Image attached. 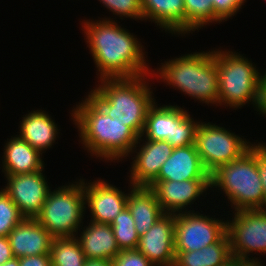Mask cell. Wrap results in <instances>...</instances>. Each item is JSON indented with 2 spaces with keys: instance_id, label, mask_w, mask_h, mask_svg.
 Here are the masks:
<instances>
[{
  "instance_id": "1",
  "label": "cell",
  "mask_w": 266,
  "mask_h": 266,
  "mask_svg": "<svg viewBox=\"0 0 266 266\" xmlns=\"http://www.w3.org/2000/svg\"><path fill=\"white\" fill-rule=\"evenodd\" d=\"M83 31L100 80L133 78L149 73L143 45L136 36L121 28L117 22L105 18L97 22H83Z\"/></svg>"
},
{
  "instance_id": "2",
  "label": "cell",
  "mask_w": 266,
  "mask_h": 266,
  "mask_svg": "<svg viewBox=\"0 0 266 266\" xmlns=\"http://www.w3.org/2000/svg\"><path fill=\"white\" fill-rule=\"evenodd\" d=\"M71 114L82 144L99 158L107 161L123 159L136 152V146L142 142V136L109 117L89 96Z\"/></svg>"
},
{
  "instance_id": "3",
  "label": "cell",
  "mask_w": 266,
  "mask_h": 266,
  "mask_svg": "<svg viewBox=\"0 0 266 266\" xmlns=\"http://www.w3.org/2000/svg\"><path fill=\"white\" fill-rule=\"evenodd\" d=\"M144 76L102 79L88 95L109 117L129 126L139 137L155 102Z\"/></svg>"
},
{
  "instance_id": "4",
  "label": "cell",
  "mask_w": 266,
  "mask_h": 266,
  "mask_svg": "<svg viewBox=\"0 0 266 266\" xmlns=\"http://www.w3.org/2000/svg\"><path fill=\"white\" fill-rule=\"evenodd\" d=\"M156 75L185 94L201 102L219 103V83L214 50L185 54L165 61Z\"/></svg>"
},
{
  "instance_id": "5",
  "label": "cell",
  "mask_w": 266,
  "mask_h": 266,
  "mask_svg": "<svg viewBox=\"0 0 266 266\" xmlns=\"http://www.w3.org/2000/svg\"><path fill=\"white\" fill-rule=\"evenodd\" d=\"M211 188L222 189L234 211L264 209V194L257 156L249 149L240 158L210 174Z\"/></svg>"
},
{
  "instance_id": "6",
  "label": "cell",
  "mask_w": 266,
  "mask_h": 266,
  "mask_svg": "<svg viewBox=\"0 0 266 266\" xmlns=\"http://www.w3.org/2000/svg\"><path fill=\"white\" fill-rule=\"evenodd\" d=\"M214 57L219 83L218 104L240 108L252 101L258 110L261 74L256 66L238 52L217 49Z\"/></svg>"
},
{
  "instance_id": "7",
  "label": "cell",
  "mask_w": 266,
  "mask_h": 266,
  "mask_svg": "<svg viewBox=\"0 0 266 266\" xmlns=\"http://www.w3.org/2000/svg\"><path fill=\"white\" fill-rule=\"evenodd\" d=\"M77 184L49 191L36 220L55 237H74L80 230L85 208L83 179ZM79 183V184H78Z\"/></svg>"
},
{
  "instance_id": "8",
  "label": "cell",
  "mask_w": 266,
  "mask_h": 266,
  "mask_svg": "<svg viewBox=\"0 0 266 266\" xmlns=\"http://www.w3.org/2000/svg\"><path fill=\"white\" fill-rule=\"evenodd\" d=\"M200 122H195L181 107L156 103L148 109L144 129L140 136L146 140L168 142L173 148L195 143V134ZM145 133V134H144Z\"/></svg>"
},
{
  "instance_id": "9",
  "label": "cell",
  "mask_w": 266,
  "mask_h": 266,
  "mask_svg": "<svg viewBox=\"0 0 266 266\" xmlns=\"http://www.w3.org/2000/svg\"><path fill=\"white\" fill-rule=\"evenodd\" d=\"M194 145L205 169L211 174L219 166L240 158L252 144L224 127L201 122L197 126Z\"/></svg>"
},
{
  "instance_id": "10",
  "label": "cell",
  "mask_w": 266,
  "mask_h": 266,
  "mask_svg": "<svg viewBox=\"0 0 266 266\" xmlns=\"http://www.w3.org/2000/svg\"><path fill=\"white\" fill-rule=\"evenodd\" d=\"M194 211L175 214L174 252L201 250L226 234V222Z\"/></svg>"
},
{
  "instance_id": "11",
  "label": "cell",
  "mask_w": 266,
  "mask_h": 266,
  "mask_svg": "<svg viewBox=\"0 0 266 266\" xmlns=\"http://www.w3.org/2000/svg\"><path fill=\"white\" fill-rule=\"evenodd\" d=\"M226 221L232 256L249 259V253H266V209L236 211Z\"/></svg>"
},
{
  "instance_id": "12",
  "label": "cell",
  "mask_w": 266,
  "mask_h": 266,
  "mask_svg": "<svg viewBox=\"0 0 266 266\" xmlns=\"http://www.w3.org/2000/svg\"><path fill=\"white\" fill-rule=\"evenodd\" d=\"M3 189L25 218H36L50 191L42 170L29 174L5 175Z\"/></svg>"
},
{
  "instance_id": "13",
  "label": "cell",
  "mask_w": 266,
  "mask_h": 266,
  "mask_svg": "<svg viewBox=\"0 0 266 266\" xmlns=\"http://www.w3.org/2000/svg\"><path fill=\"white\" fill-rule=\"evenodd\" d=\"M175 214L165 213L139 237L137 250L155 266H173L175 262Z\"/></svg>"
},
{
  "instance_id": "14",
  "label": "cell",
  "mask_w": 266,
  "mask_h": 266,
  "mask_svg": "<svg viewBox=\"0 0 266 266\" xmlns=\"http://www.w3.org/2000/svg\"><path fill=\"white\" fill-rule=\"evenodd\" d=\"M88 184L83 180L85 206L88 204L92 215L90 221L112 224L115 217L127 207L128 195L104 180H97Z\"/></svg>"
},
{
  "instance_id": "15",
  "label": "cell",
  "mask_w": 266,
  "mask_h": 266,
  "mask_svg": "<svg viewBox=\"0 0 266 266\" xmlns=\"http://www.w3.org/2000/svg\"><path fill=\"white\" fill-rule=\"evenodd\" d=\"M148 187L155 192L161 209L168 214L183 212L211 188L210 180L153 181Z\"/></svg>"
},
{
  "instance_id": "16",
  "label": "cell",
  "mask_w": 266,
  "mask_h": 266,
  "mask_svg": "<svg viewBox=\"0 0 266 266\" xmlns=\"http://www.w3.org/2000/svg\"><path fill=\"white\" fill-rule=\"evenodd\" d=\"M145 142V143H144ZM132 162L131 186H149L158 176L162 164L171 156L173 147L166 141H144Z\"/></svg>"
},
{
  "instance_id": "17",
  "label": "cell",
  "mask_w": 266,
  "mask_h": 266,
  "mask_svg": "<svg viewBox=\"0 0 266 266\" xmlns=\"http://www.w3.org/2000/svg\"><path fill=\"white\" fill-rule=\"evenodd\" d=\"M169 180H210V173L205 169L194 144L174 148L154 181Z\"/></svg>"
},
{
  "instance_id": "18",
  "label": "cell",
  "mask_w": 266,
  "mask_h": 266,
  "mask_svg": "<svg viewBox=\"0 0 266 266\" xmlns=\"http://www.w3.org/2000/svg\"><path fill=\"white\" fill-rule=\"evenodd\" d=\"M7 237L17 258L50 254L54 238L35 218H24Z\"/></svg>"
},
{
  "instance_id": "19",
  "label": "cell",
  "mask_w": 266,
  "mask_h": 266,
  "mask_svg": "<svg viewBox=\"0 0 266 266\" xmlns=\"http://www.w3.org/2000/svg\"><path fill=\"white\" fill-rule=\"evenodd\" d=\"M127 198L138 236L145 234L164 214L155 192L147 186H132Z\"/></svg>"
},
{
  "instance_id": "20",
  "label": "cell",
  "mask_w": 266,
  "mask_h": 266,
  "mask_svg": "<svg viewBox=\"0 0 266 266\" xmlns=\"http://www.w3.org/2000/svg\"><path fill=\"white\" fill-rule=\"evenodd\" d=\"M76 238L86 259L112 260L121 251L113 234L111 224L90 221L89 226L81 232L80 237L77 235Z\"/></svg>"
},
{
  "instance_id": "21",
  "label": "cell",
  "mask_w": 266,
  "mask_h": 266,
  "mask_svg": "<svg viewBox=\"0 0 266 266\" xmlns=\"http://www.w3.org/2000/svg\"><path fill=\"white\" fill-rule=\"evenodd\" d=\"M16 137L10 138L4 146L3 173L5 175H20L37 172L44 169L42 154L28 142Z\"/></svg>"
},
{
  "instance_id": "22",
  "label": "cell",
  "mask_w": 266,
  "mask_h": 266,
  "mask_svg": "<svg viewBox=\"0 0 266 266\" xmlns=\"http://www.w3.org/2000/svg\"><path fill=\"white\" fill-rule=\"evenodd\" d=\"M143 20L154 21L165 31L185 35L184 0H141Z\"/></svg>"
},
{
  "instance_id": "23",
  "label": "cell",
  "mask_w": 266,
  "mask_h": 266,
  "mask_svg": "<svg viewBox=\"0 0 266 266\" xmlns=\"http://www.w3.org/2000/svg\"><path fill=\"white\" fill-rule=\"evenodd\" d=\"M19 128L20 134L17 136L28 142L41 154L44 150L51 148L58 134L54 120L42 110L31 111L26 114Z\"/></svg>"
},
{
  "instance_id": "24",
  "label": "cell",
  "mask_w": 266,
  "mask_h": 266,
  "mask_svg": "<svg viewBox=\"0 0 266 266\" xmlns=\"http://www.w3.org/2000/svg\"><path fill=\"white\" fill-rule=\"evenodd\" d=\"M232 258L227 233L214 244L201 250L177 252L173 266H222Z\"/></svg>"
},
{
  "instance_id": "25",
  "label": "cell",
  "mask_w": 266,
  "mask_h": 266,
  "mask_svg": "<svg viewBox=\"0 0 266 266\" xmlns=\"http://www.w3.org/2000/svg\"><path fill=\"white\" fill-rule=\"evenodd\" d=\"M50 259L52 266H84L87 260L76 236L53 238Z\"/></svg>"
},
{
  "instance_id": "26",
  "label": "cell",
  "mask_w": 266,
  "mask_h": 266,
  "mask_svg": "<svg viewBox=\"0 0 266 266\" xmlns=\"http://www.w3.org/2000/svg\"><path fill=\"white\" fill-rule=\"evenodd\" d=\"M185 34L214 22L213 0H184Z\"/></svg>"
},
{
  "instance_id": "27",
  "label": "cell",
  "mask_w": 266,
  "mask_h": 266,
  "mask_svg": "<svg viewBox=\"0 0 266 266\" xmlns=\"http://www.w3.org/2000/svg\"><path fill=\"white\" fill-rule=\"evenodd\" d=\"M111 227L120 250L137 248L139 236L133 217L127 207L115 217Z\"/></svg>"
},
{
  "instance_id": "28",
  "label": "cell",
  "mask_w": 266,
  "mask_h": 266,
  "mask_svg": "<svg viewBox=\"0 0 266 266\" xmlns=\"http://www.w3.org/2000/svg\"><path fill=\"white\" fill-rule=\"evenodd\" d=\"M24 218L9 195L0 190V236L7 237Z\"/></svg>"
},
{
  "instance_id": "29",
  "label": "cell",
  "mask_w": 266,
  "mask_h": 266,
  "mask_svg": "<svg viewBox=\"0 0 266 266\" xmlns=\"http://www.w3.org/2000/svg\"><path fill=\"white\" fill-rule=\"evenodd\" d=\"M104 6L113 12V15L117 14L119 17H130L132 19H142V7L141 0H99Z\"/></svg>"
},
{
  "instance_id": "30",
  "label": "cell",
  "mask_w": 266,
  "mask_h": 266,
  "mask_svg": "<svg viewBox=\"0 0 266 266\" xmlns=\"http://www.w3.org/2000/svg\"><path fill=\"white\" fill-rule=\"evenodd\" d=\"M113 266H155L137 249L121 250L112 259Z\"/></svg>"
},
{
  "instance_id": "31",
  "label": "cell",
  "mask_w": 266,
  "mask_h": 266,
  "mask_svg": "<svg viewBox=\"0 0 266 266\" xmlns=\"http://www.w3.org/2000/svg\"><path fill=\"white\" fill-rule=\"evenodd\" d=\"M246 0H213L214 22L221 23L233 17ZM233 15V16H232Z\"/></svg>"
},
{
  "instance_id": "32",
  "label": "cell",
  "mask_w": 266,
  "mask_h": 266,
  "mask_svg": "<svg viewBox=\"0 0 266 266\" xmlns=\"http://www.w3.org/2000/svg\"><path fill=\"white\" fill-rule=\"evenodd\" d=\"M249 149L257 156L258 172L264 194V209H266V145L264 143L252 144Z\"/></svg>"
},
{
  "instance_id": "33",
  "label": "cell",
  "mask_w": 266,
  "mask_h": 266,
  "mask_svg": "<svg viewBox=\"0 0 266 266\" xmlns=\"http://www.w3.org/2000/svg\"><path fill=\"white\" fill-rule=\"evenodd\" d=\"M19 263L20 266H52L50 254L20 257Z\"/></svg>"
},
{
  "instance_id": "34",
  "label": "cell",
  "mask_w": 266,
  "mask_h": 266,
  "mask_svg": "<svg viewBox=\"0 0 266 266\" xmlns=\"http://www.w3.org/2000/svg\"><path fill=\"white\" fill-rule=\"evenodd\" d=\"M14 257L8 237L0 236V264Z\"/></svg>"
},
{
  "instance_id": "35",
  "label": "cell",
  "mask_w": 266,
  "mask_h": 266,
  "mask_svg": "<svg viewBox=\"0 0 266 266\" xmlns=\"http://www.w3.org/2000/svg\"><path fill=\"white\" fill-rule=\"evenodd\" d=\"M258 111L263 113L262 115H266V72L261 75Z\"/></svg>"
},
{
  "instance_id": "36",
  "label": "cell",
  "mask_w": 266,
  "mask_h": 266,
  "mask_svg": "<svg viewBox=\"0 0 266 266\" xmlns=\"http://www.w3.org/2000/svg\"><path fill=\"white\" fill-rule=\"evenodd\" d=\"M84 266H113L112 260L87 259Z\"/></svg>"
},
{
  "instance_id": "37",
  "label": "cell",
  "mask_w": 266,
  "mask_h": 266,
  "mask_svg": "<svg viewBox=\"0 0 266 266\" xmlns=\"http://www.w3.org/2000/svg\"><path fill=\"white\" fill-rule=\"evenodd\" d=\"M262 261H258L257 258H249V259H243V258H238L237 257V266H262L260 263Z\"/></svg>"
},
{
  "instance_id": "38",
  "label": "cell",
  "mask_w": 266,
  "mask_h": 266,
  "mask_svg": "<svg viewBox=\"0 0 266 266\" xmlns=\"http://www.w3.org/2000/svg\"><path fill=\"white\" fill-rule=\"evenodd\" d=\"M0 266H20L19 258L13 257L12 259L8 260L7 262L0 264Z\"/></svg>"
},
{
  "instance_id": "39",
  "label": "cell",
  "mask_w": 266,
  "mask_h": 266,
  "mask_svg": "<svg viewBox=\"0 0 266 266\" xmlns=\"http://www.w3.org/2000/svg\"><path fill=\"white\" fill-rule=\"evenodd\" d=\"M222 266H237V257L232 256L224 265Z\"/></svg>"
}]
</instances>
